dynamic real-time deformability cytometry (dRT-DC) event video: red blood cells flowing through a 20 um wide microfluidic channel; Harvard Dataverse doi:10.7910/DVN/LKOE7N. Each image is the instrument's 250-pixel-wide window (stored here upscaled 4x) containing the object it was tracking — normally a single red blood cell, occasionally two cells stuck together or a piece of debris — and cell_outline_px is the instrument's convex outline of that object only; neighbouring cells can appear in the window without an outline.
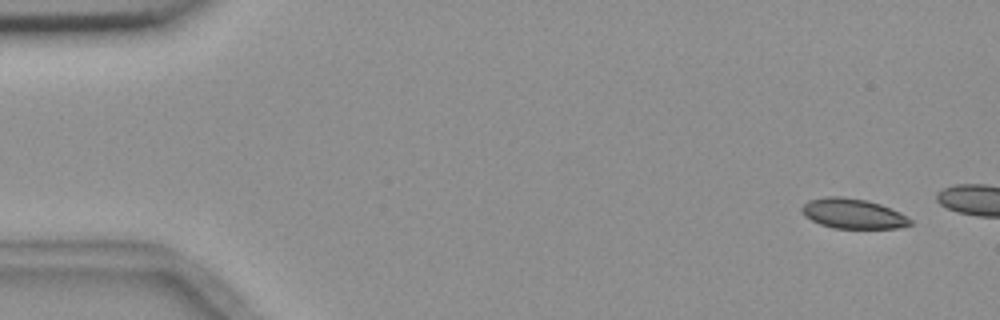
{"species": "common noctule bat (a hibernating species)", "species_latin": "Nyctalus noctula", "temperature_condition": "room temperature", "stored_images_in_passage": 3, "camera_frame_rate_fps": 3000, "um_per_image_px": 0.085, "animal": {"sex": "female", "body_mass_g": 18.4}, "frame": {"image": 1, "passage_image": 1, "time_ms": 0.0, "image_size_px": [1000, 320], "cell_outline_px": [[912, 224], [896, 228], [832, 228], [820, 224], [804, 216], [800, 208], [808, 200], [828, 196], [840, 196], [864, 200], [880, 204], [900, 212], [912, 220]], "centroid_in_image_um": [72.48, 18.16], "position_along_channel_um": 12.5, "area_um2": 18.84}}